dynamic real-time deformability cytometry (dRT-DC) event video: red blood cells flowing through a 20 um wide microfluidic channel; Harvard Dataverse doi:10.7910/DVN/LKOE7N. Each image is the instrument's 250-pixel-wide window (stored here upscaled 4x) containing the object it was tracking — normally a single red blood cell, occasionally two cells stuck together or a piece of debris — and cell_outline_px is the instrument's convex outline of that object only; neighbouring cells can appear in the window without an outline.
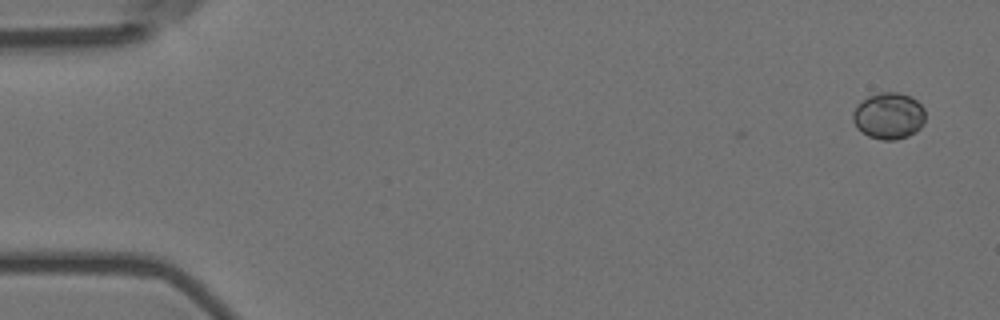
{"species": "Egyptian fruit bat (a non-hibernating species)", "species_latin": "Rousettus aegyptiacus", "temperature_condition": "room temperature", "stored_images_in_passage": 2, "camera_frame_rate_fps": 3000, "um_per_image_px": 0.085, "animal": {"sex": "female"}, "frame": {"image": 1, "passage_image": 2, "time_ms": 0.333, "image_size_px": [1000, 320], "cell_outline_px": [[924, 124], [916, 132], [908, 136], [896, 140], [880, 140], [868, 136], [860, 132], [856, 128], [852, 120], [852, 112], [868, 96], [880, 92], [900, 92], [912, 96], [924, 108]], "centroid_in_image_um": [75.55, 9.86], "position_along_channel_um": 9.5, "area_um2": 19.88}}